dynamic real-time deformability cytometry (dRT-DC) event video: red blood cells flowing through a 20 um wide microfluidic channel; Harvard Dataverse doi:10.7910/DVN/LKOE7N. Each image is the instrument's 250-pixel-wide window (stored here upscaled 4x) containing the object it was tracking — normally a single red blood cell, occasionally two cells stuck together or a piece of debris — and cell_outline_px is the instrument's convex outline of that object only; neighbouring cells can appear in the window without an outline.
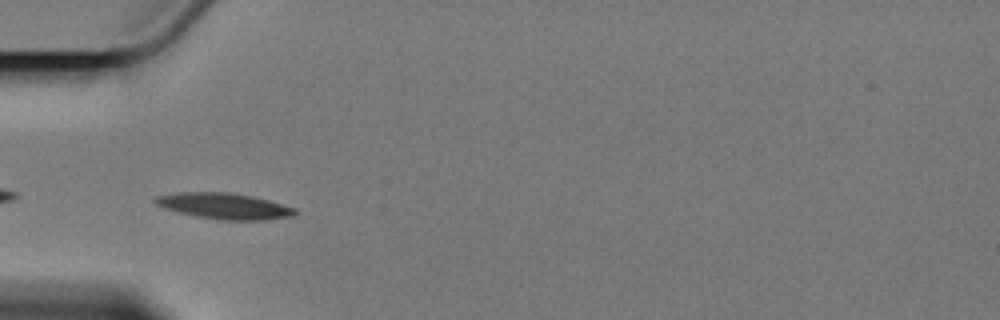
{"species": "Egyptian fruit bat (a non-hibernating species)", "species_latin": "Rousettus aegyptiacus", "temperature_condition": "cold", "stored_images_in_passage": 5, "camera_frame_rate_fps": 3000, "um_per_image_px": 0.085, "animal": {"sex": "female"}, "frame": {"image": 1, "passage_image": 4, "time_ms": 4.667, "image_size_px": [1000, 320], "cell_outline_px": [[300, 212], [296, 216], [268, 220], [220, 220], [196, 216], [164, 208], [156, 204], [152, 200], [156, 196], [180, 192], [232, 192], [252, 196], [268, 200], [296, 208]], "centroid_in_image_um": [19.13, 17.52], "position_along_channel_um": 65.9, "area_um2": 21.39}}
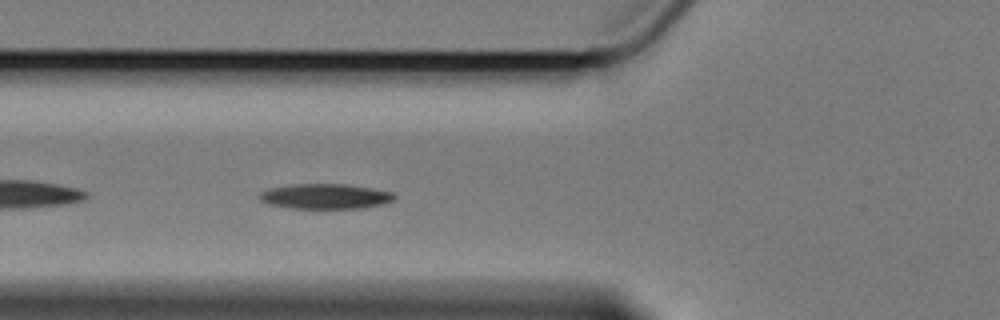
{"frame": {"image": 2, "passage_image": 5, "time_ms": 5.667, "image_size_px": [1000, 320], "cell_outline_px": [[396, 196], [392, 200], [384, 204], [364, 208], [288, 208], [268, 204], [260, 200], [260, 192], [268, 188], [292, 184], [348, 184], [372, 188], [392, 192]], "centroid_in_image_um": [27.64, 16.69], "position_along_channel_um": 98.2, "area_um2": 19.83}}